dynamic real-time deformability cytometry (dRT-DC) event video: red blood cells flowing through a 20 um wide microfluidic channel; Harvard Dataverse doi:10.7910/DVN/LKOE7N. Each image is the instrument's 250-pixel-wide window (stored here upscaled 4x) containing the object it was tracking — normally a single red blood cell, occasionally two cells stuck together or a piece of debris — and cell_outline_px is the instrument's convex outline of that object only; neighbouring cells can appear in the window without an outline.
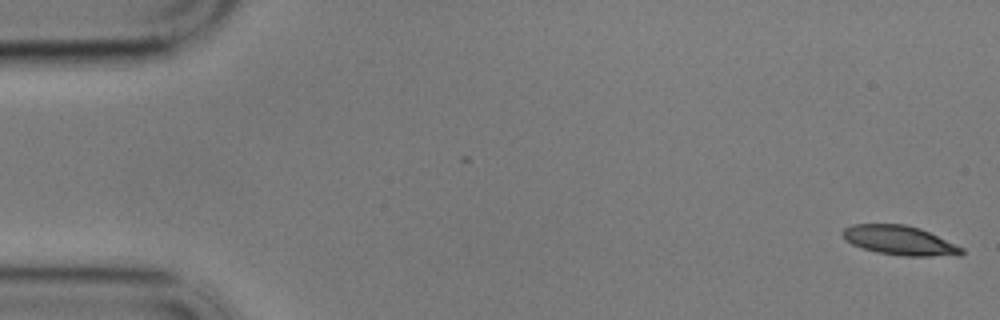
{"species": "common noctule bat (a hibernating species)", "species_latin": "Nyctalus noctula", "temperature_condition": "cold", "stored_images_in_passage": 18, "camera_frame_rate_fps": 3000, "um_per_image_px": 0.085, "animal": {"sex": "male", "body_mass_g": 17.9}, "frame": {"image": 1, "passage_image": 1, "time_ms": 0.0, "image_size_px": [1000, 320], "cell_outline_px": [[964, 252], [960, 256], [900, 256], [876, 252], [852, 244], [844, 240], [840, 232], [844, 228], [852, 224], [904, 224], [920, 228], [964, 248]], "centroid_in_image_um": [76.46, 20.44], "position_along_channel_um": 8.5, "area_um2": 20.52}}
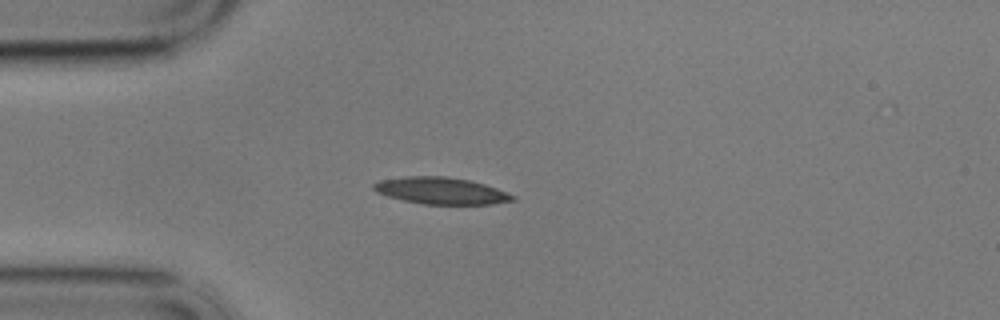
{"frame": {"image": 2, "passage_image": 15, "time_ms": 4.667, "image_size_px": [1000, 320], "cell_outline_px": [[516, 200], [492, 204], [424, 204], [404, 200], [388, 196], [376, 192], [372, 188], [372, 184], [380, 180], [404, 176], [448, 176], [468, 180], [484, 184], [496, 188], [516, 196]], "centroid_in_image_um": [37.48, 16.21], "position_along_channel_um": 47.5, "area_um2": 21.68}}